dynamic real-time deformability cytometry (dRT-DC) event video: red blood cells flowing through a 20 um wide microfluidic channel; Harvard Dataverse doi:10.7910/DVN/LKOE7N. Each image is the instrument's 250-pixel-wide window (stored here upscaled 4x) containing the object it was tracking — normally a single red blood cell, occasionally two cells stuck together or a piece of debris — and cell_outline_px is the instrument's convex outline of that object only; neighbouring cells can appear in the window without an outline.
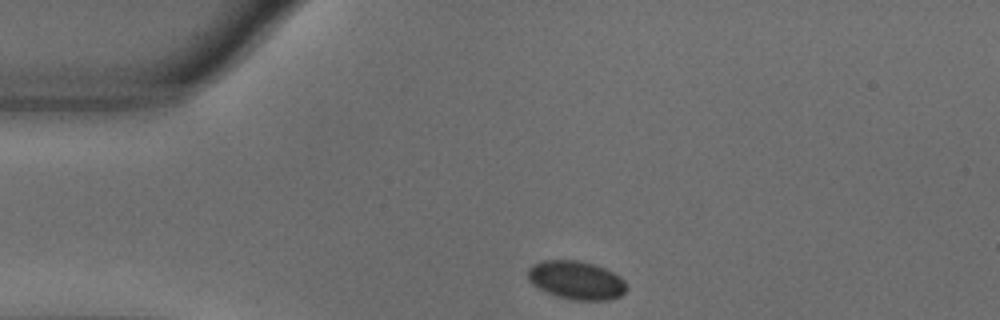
{"species": "common noctule bat (a hibernating species)", "species_latin": "Nyctalus noctula", "temperature_condition": "warm", "stored_images_in_passage": 45, "camera_frame_rate_fps": 3000, "um_per_image_px": 0.085, "animal": {"sex": "male", "body_mass_g": 18.8}, "frame": {"image": 1, "passage_image": 1, "time_ms": 0.0, "image_size_px": [1000, 320], "cell_outline_px": [[628, 288], [620, 296], [608, 300], [572, 300], [556, 296], [536, 288], [528, 280], [528, 268], [532, 264], [544, 260], [580, 260], [604, 268], [620, 276], [628, 284]], "centroid_in_image_um": [48.97, 23.82], "position_along_channel_um": 36.0, "area_um2": 22.37}}
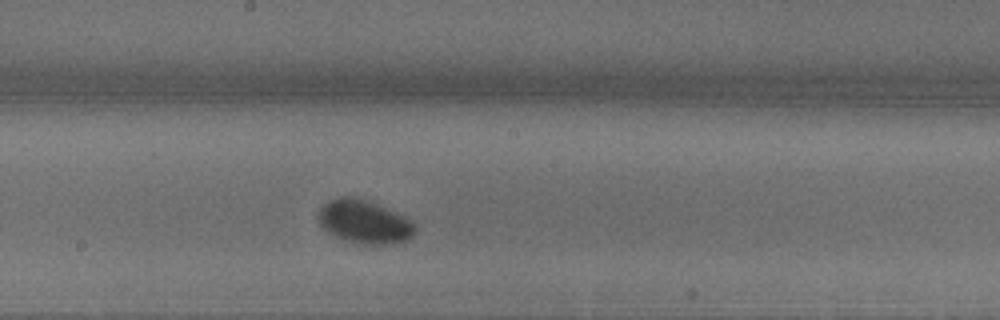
{"frame": {"image": 2, "passage_image": 19, "time_ms": 6.0, "image_size_px": [1000, 320], "cell_outline_px": [[416, 232], [408, 240], [388, 244], [356, 244], [336, 236], [328, 232], [320, 224], [320, 208], [328, 200], [340, 196], [352, 196], [376, 204], [404, 216], [412, 220], [416, 228]], "centroid_in_image_um": [30.99, 18.86], "position_along_channel_um": 217.2, "area_um2": 24.22}}
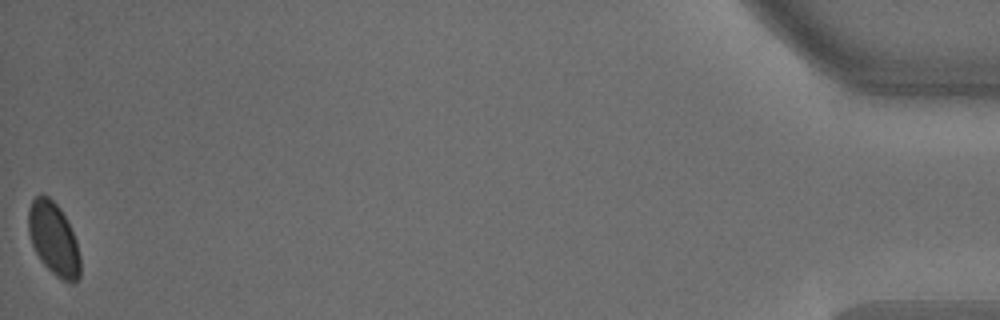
{"frame": {"image": 3, "passage_image": 45, "time_ms": 14.667, "image_size_px": [1000, 320], "cell_outline_px": [[80, 276], [72, 284], [56, 276], [40, 260], [32, 244], [28, 232], [28, 208], [32, 200], [40, 192], [48, 196], [60, 208], [76, 240], [80, 256]], "centroid_in_image_um": [4.54, 20.29], "position_along_channel_um": 430.7, "area_um2": 21.96}, "authors_computed_cell_mechanics": {"area_um2": 22.9466, "velocity_mm_per_s": 3.5869, "shape_relaxation_time_tau1_ms": 3.1811, "shape_relaxation_time_tau2_ms": null, "deformation_change_tau1": 0.0431, "deformation_change_tau2": null}}